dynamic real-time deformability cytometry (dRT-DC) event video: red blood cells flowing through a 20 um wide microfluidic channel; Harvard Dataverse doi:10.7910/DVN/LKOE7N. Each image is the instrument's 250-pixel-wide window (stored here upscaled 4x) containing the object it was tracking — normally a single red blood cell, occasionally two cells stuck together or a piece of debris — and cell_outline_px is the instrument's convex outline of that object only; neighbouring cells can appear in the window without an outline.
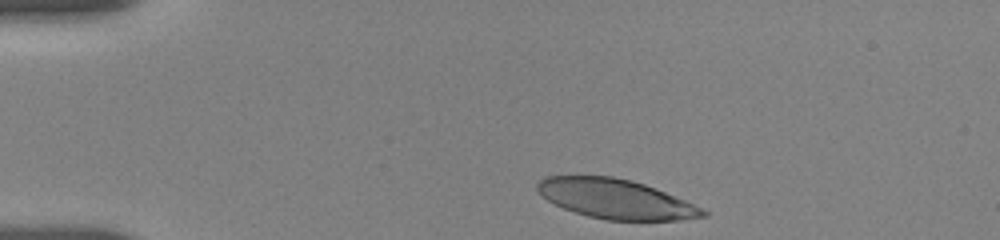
{"species": "human", "species_latin": "Homo sapiens", "temperature_condition": "room temperature", "stored_images_in_passage": 70, "camera_frame_rate_fps": 3000, "um_per_image_px": 0.085, "donor": {"sex": "female"}, "frame": {"image": 1, "passage_image": 1, "time_ms": 0.0, "image_size_px": [1000, 240], "cell_outline_px": [[708, 216], [680, 220], [604, 220], [588, 216], [564, 208], [548, 200], [536, 188], [536, 184], [544, 176], [612, 176], [632, 180], [656, 188], [684, 200], [708, 212]], "centroid_in_image_um": [52.34, 16.91], "position_along_channel_um": 32.7, "area_um2": 37.8}}
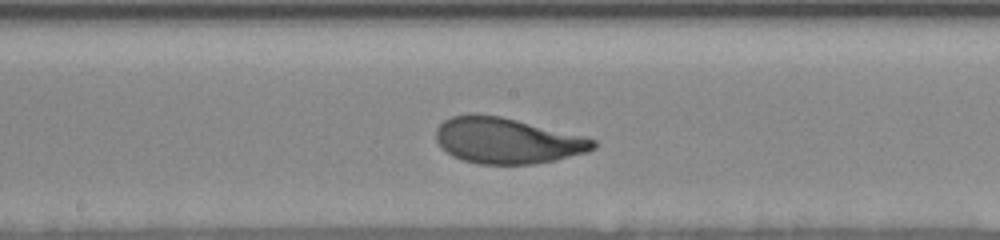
{"frame": {"image": 2, "passage_image": 39, "time_ms": 6.333, "image_size_px": [1000, 240], "cell_outline_px": [[596, 148], [588, 152], [556, 160], [532, 164], [476, 164], [460, 160], [452, 156], [440, 148], [436, 140], [436, 128], [444, 120], [452, 116], [472, 112], [476, 112], [500, 116], [584, 136], [596, 140]], "centroid_in_image_um": [43.06, 11.95], "position_along_channel_um": 205.1, "area_um2": 42.48}}
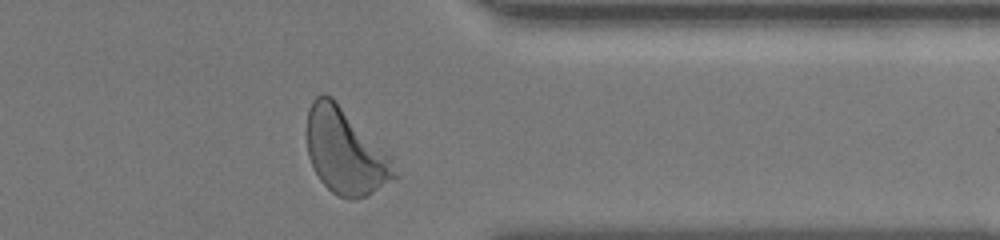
{"frame": {"image": 3, "passage_image": 68, "time_ms": 11.333, "image_size_px": [1000, 240], "cell_outline_px": [[400, 176], [368, 196], [356, 200], [348, 200], [332, 192], [320, 180], [312, 168], [308, 156], [308, 112], [312, 100], [316, 96], [332, 96], [392, 156]], "centroid_in_image_um": [29.41, 12.92], "position_along_channel_um": 382.0, "area_um2": 44.04}, "authors_computed_cell_mechanics": {"area_um2": 41.905, "velocity_mm_per_s": 3.6273, "shape_relaxation_time_tau1_ms": 3.5258, "shape_relaxation_time_tau2_ms": null, "deformation_change_tau1": 0.1754, "deformation_change_tau2": null}}